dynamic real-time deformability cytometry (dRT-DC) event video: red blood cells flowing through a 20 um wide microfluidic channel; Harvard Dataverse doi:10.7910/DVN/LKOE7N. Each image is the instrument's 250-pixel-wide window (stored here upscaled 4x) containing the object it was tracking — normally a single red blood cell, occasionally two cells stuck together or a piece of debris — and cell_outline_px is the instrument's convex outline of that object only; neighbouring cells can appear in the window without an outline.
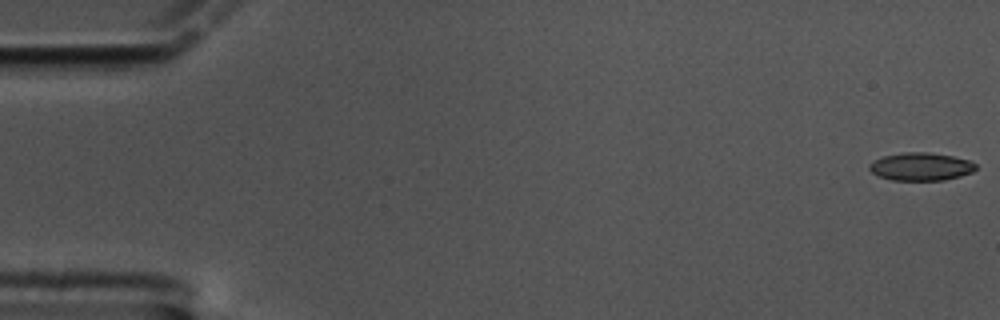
{"species": "common noctule bat (a hibernating species)", "species_latin": "Nyctalus noctula", "temperature_condition": "cold", "stored_images_in_passage": 59, "camera_frame_rate_fps": 3000, "um_per_image_px": 0.085, "animal": {"sex": "male", "body_mass_g": 17.5, "forearm_length_mm": 52.3}, "frame": {"image": 1, "passage_image": 1, "time_ms": 0.0, "image_size_px": [1000, 320], "cell_outline_px": [[976, 168], [972, 172], [960, 176], [944, 180], [892, 180], [880, 176], [872, 172], [868, 168], [868, 164], [884, 156], [904, 152], [928, 152], [952, 156], [968, 160], [976, 164]], "centroid_in_image_um": [78.28, 14.16], "position_along_channel_um": 6.7, "area_um2": 17.17}}
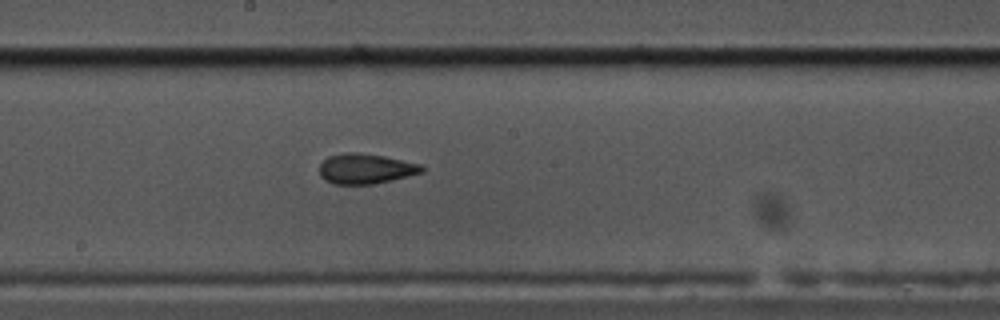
{"frame": {"image": 2, "passage_image": 32, "time_ms": 10.333, "image_size_px": [1000, 320], "cell_outline_px": [[424, 172], [372, 184], [332, 184], [324, 180], [320, 176], [320, 164], [328, 156], [344, 152], [356, 152], [384, 156], [424, 164]], "centroid_in_image_um": [31.08, 14.33], "position_along_channel_um": 217.1, "area_um2": 18.09}}
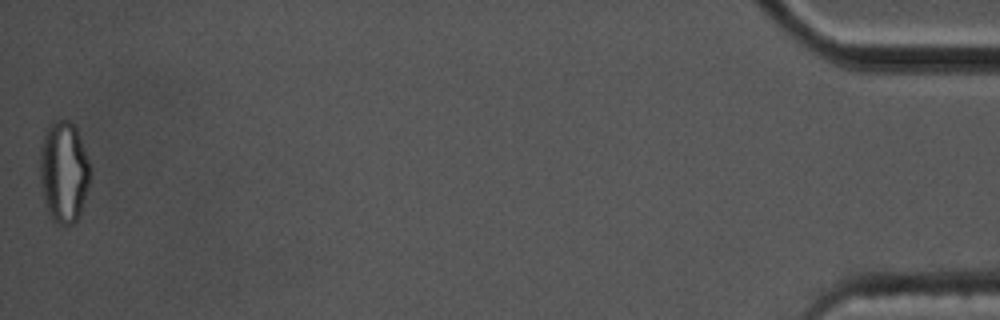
{"frame": {"image": 3, "passage_image": 59, "time_ms": 19.333, "image_size_px": [1000, 320], "cell_outline_px": [[88, 188], [80, 212], [76, 220], [72, 224], [60, 224], [52, 220], [48, 212], [44, 200], [40, 184], [40, 148], [44, 136], [48, 128], [56, 120], [68, 120], [76, 128], [88, 160]], "centroid_in_image_um": [5.39, 14.63], "position_along_channel_um": 429.8, "area_um2": 29.07}, "authors_computed_cell_mechanics": {"area_um2": 17.9758, "velocity_mm_per_s": 3.425, "shape_relaxation_time_tau1_ms": 9.7414, "shape_relaxation_time_tau2_ms": 1.8133, "deformation_change_tau1": 0.2048, "deformation_change_tau2": 0.0777}}